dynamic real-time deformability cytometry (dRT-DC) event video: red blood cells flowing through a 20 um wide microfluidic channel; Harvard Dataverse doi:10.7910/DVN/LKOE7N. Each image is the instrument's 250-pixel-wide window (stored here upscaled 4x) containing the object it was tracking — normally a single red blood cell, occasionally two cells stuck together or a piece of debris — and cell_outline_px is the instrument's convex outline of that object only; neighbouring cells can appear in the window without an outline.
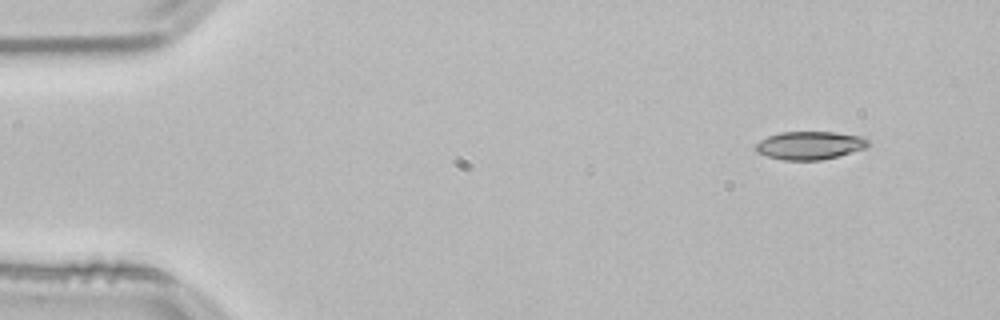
{"species": "common noctule bat (a hibernating species)", "species_latin": "Nyctalus noctula", "temperature_condition": "room temperature", "stored_images_in_passage": 9, "camera_frame_rate_fps": 3000, "um_per_image_px": 0.085, "animal": {"sex": "male", "body_mass_g": 21.5, "forearm_length_mm": 52.0}, "frame": {"image": 1, "passage_image": 1, "time_ms": 0.0, "image_size_px": [1000, 320], "cell_outline_px": [[872, 144], [868, 148], [820, 160], [784, 160], [768, 156], [756, 152], [752, 148], [760, 140], [768, 136], [780, 132], [836, 132], [860, 136], [868, 140]], "centroid_in_image_um": [68.83, 12.35], "position_along_channel_um": 16.2, "area_um2": 18.55}}